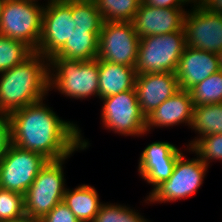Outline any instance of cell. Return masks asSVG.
Instances as JSON below:
<instances>
[{
	"label": "cell",
	"mask_w": 222,
	"mask_h": 222,
	"mask_svg": "<svg viewBox=\"0 0 222 222\" xmlns=\"http://www.w3.org/2000/svg\"><path fill=\"white\" fill-rule=\"evenodd\" d=\"M41 100L9 114L10 143L39 153L49 161L69 158L75 151L88 149L81 129L73 121L61 119Z\"/></svg>",
	"instance_id": "6da1fadb"
},
{
	"label": "cell",
	"mask_w": 222,
	"mask_h": 222,
	"mask_svg": "<svg viewBox=\"0 0 222 222\" xmlns=\"http://www.w3.org/2000/svg\"><path fill=\"white\" fill-rule=\"evenodd\" d=\"M49 59L33 52L21 64L0 73V112H11L46 100Z\"/></svg>",
	"instance_id": "7a4b0ae2"
},
{
	"label": "cell",
	"mask_w": 222,
	"mask_h": 222,
	"mask_svg": "<svg viewBox=\"0 0 222 222\" xmlns=\"http://www.w3.org/2000/svg\"><path fill=\"white\" fill-rule=\"evenodd\" d=\"M70 39L52 57L89 61L97 59L99 34L104 23L93 0H72Z\"/></svg>",
	"instance_id": "3957f363"
},
{
	"label": "cell",
	"mask_w": 222,
	"mask_h": 222,
	"mask_svg": "<svg viewBox=\"0 0 222 222\" xmlns=\"http://www.w3.org/2000/svg\"><path fill=\"white\" fill-rule=\"evenodd\" d=\"M57 89L66 97L99 98L98 59L81 61L64 57L49 59V89Z\"/></svg>",
	"instance_id": "277c9868"
},
{
	"label": "cell",
	"mask_w": 222,
	"mask_h": 222,
	"mask_svg": "<svg viewBox=\"0 0 222 222\" xmlns=\"http://www.w3.org/2000/svg\"><path fill=\"white\" fill-rule=\"evenodd\" d=\"M186 46L184 31L140 38L136 74L175 73Z\"/></svg>",
	"instance_id": "5b68a950"
},
{
	"label": "cell",
	"mask_w": 222,
	"mask_h": 222,
	"mask_svg": "<svg viewBox=\"0 0 222 222\" xmlns=\"http://www.w3.org/2000/svg\"><path fill=\"white\" fill-rule=\"evenodd\" d=\"M45 5L27 0H6L2 9L0 34L23 42L36 52L42 33Z\"/></svg>",
	"instance_id": "8992f818"
},
{
	"label": "cell",
	"mask_w": 222,
	"mask_h": 222,
	"mask_svg": "<svg viewBox=\"0 0 222 222\" xmlns=\"http://www.w3.org/2000/svg\"><path fill=\"white\" fill-rule=\"evenodd\" d=\"M66 159L48 161L39 171L24 195L26 215L42 220L63 201L67 189L63 170Z\"/></svg>",
	"instance_id": "52a82bcc"
},
{
	"label": "cell",
	"mask_w": 222,
	"mask_h": 222,
	"mask_svg": "<svg viewBox=\"0 0 222 222\" xmlns=\"http://www.w3.org/2000/svg\"><path fill=\"white\" fill-rule=\"evenodd\" d=\"M182 153L176 161L172 175L161 182L149 195L146 203H167L185 199L194 195L202 186L209 168L198 156L187 159Z\"/></svg>",
	"instance_id": "ba28073f"
},
{
	"label": "cell",
	"mask_w": 222,
	"mask_h": 222,
	"mask_svg": "<svg viewBox=\"0 0 222 222\" xmlns=\"http://www.w3.org/2000/svg\"><path fill=\"white\" fill-rule=\"evenodd\" d=\"M102 125L105 129L125 136H143L146 131V116L138 103L136 89L100 99Z\"/></svg>",
	"instance_id": "9c48e42d"
},
{
	"label": "cell",
	"mask_w": 222,
	"mask_h": 222,
	"mask_svg": "<svg viewBox=\"0 0 222 222\" xmlns=\"http://www.w3.org/2000/svg\"><path fill=\"white\" fill-rule=\"evenodd\" d=\"M48 161L39 153L9 143L4 156L0 159V187L25 195Z\"/></svg>",
	"instance_id": "30bf717a"
},
{
	"label": "cell",
	"mask_w": 222,
	"mask_h": 222,
	"mask_svg": "<svg viewBox=\"0 0 222 222\" xmlns=\"http://www.w3.org/2000/svg\"><path fill=\"white\" fill-rule=\"evenodd\" d=\"M139 41L132 22L106 21L99 34L97 59L134 67Z\"/></svg>",
	"instance_id": "8fae6325"
},
{
	"label": "cell",
	"mask_w": 222,
	"mask_h": 222,
	"mask_svg": "<svg viewBox=\"0 0 222 222\" xmlns=\"http://www.w3.org/2000/svg\"><path fill=\"white\" fill-rule=\"evenodd\" d=\"M192 6L184 17L186 45L217 54L222 50V15L206 10L198 2Z\"/></svg>",
	"instance_id": "7c38bea8"
},
{
	"label": "cell",
	"mask_w": 222,
	"mask_h": 222,
	"mask_svg": "<svg viewBox=\"0 0 222 222\" xmlns=\"http://www.w3.org/2000/svg\"><path fill=\"white\" fill-rule=\"evenodd\" d=\"M72 0H54L45 5L41 38L36 50L50 59L70 39Z\"/></svg>",
	"instance_id": "4fadbf2b"
},
{
	"label": "cell",
	"mask_w": 222,
	"mask_h": 222,
	"mask_svg": "<svg viewBox=\"0 0 222 222\" xmlns=\"http://www.w3.org/2000/svg\"><path fill=\"white\" fill-rule=\"evenodd\" d=\"M172 143L156 141L148 144L140 154L138 172L152 185V190L172 175L177 158L182 154Z\"/></svg>",
	"instance_id": "5bb4252c"
},
{
	"label": "cell",
	"mask_w": 222,
	"mask_h": 222,
	"mask_svg": "<svg viewBox=\"0 0 222 222\" xmlns=\"http://www.w3.org/2000/svg\"><path fill=\"white\" fill-rule=\"evenodd\" d=\"M186 13L185 8H159L141 2L132 24L139 38L184 31Z\"/></svg>",
	"instance_id": "9a60e30c"
},
{
	"label": "cell",
	"mask_w": 222,
	"mask_h": 222,
	"mask_svg": "<svg viewBox=\"0 0 222 222\" xmlns=\"http://www.w3.org/2000/svg\"><path fill=\"white\" fill-rule=\"evenodd\" d=\"M135 89L141 111L147 116L180 88L175 73L160 72L138 74Z\"/></svg>",
	"instance_id": "2e32d148"
},
{
	"label": "cell",
	"mask_w": 222,
	"mask_h": 222,
	"mask_svg": "<svg viewBox=\"0 0 222 222\" xmlns=\"http://www.w3.org/2000/svg\"><path fill=\"white\" fill-rule=\"evenodd\" d=\"M220 71L216 53L186 46L180 57L175 75L181 90L189 91L210 75Z\"/></svg>",
	"instance_id": "e0dca14e"
},
{
	"label": "cell",
	"mask_w": 222,
	"mask_h": 222,
	"mask_svg": "<svg viewBox=\"0 0 222 222\" xmlns=\"http://www.w3.org/2000/svg\"><path fill=\"white\" fill-rule=\"evenodd\" d=\"M194 105L190 91L179 89L172 97L165 100L146 116V131L153 127H173L179 124L191 126Z\"/></svg>",
	"instance_id": "ac0fdd59"
},
{
	"label": "cell",
	"mask_w": 222,
	"mask_h": 222,
	"mask_svg": "<svg viewBox=\"0 0 222 222\" xmlns=\"http://www.w3.org/2000/svg\"><path fill=\"white\" fill-rule=\"evenodd\" d=\"M99 99L135 89L134 67L98 59Z\"/></svg>",
	"instance_id": "d6986e66"
},
{
	"label": "cell",
	"mask_w": 222,
	"mask_h": 222,
	"mask_svg": "<svg viewBox=\"0 0 222 222\" xmlns=\"http://www.w3.org/2000/svg\"><path fill=\"white\" fill-rule=\"evenodd\" d=\"M63 202L80 222H93L103 202L95 187L81 184L74 189H66Z\"/></svg>",
	"instance_id": "ffe728a7"
},
{
	"label": "cell",
	"mask_w": 222,
	"mask_h": 222,
	"mask_svg": "<svg viewBox=\"0 0 222 222\" xmlns=\"http://www.w3.org/2000/svg\"><path fill=\"white\" fill-rule=\"evenodd\" d=\"M190 128L198 133L188 143L190 148L200 137L211 134H222V103L194 106Z\"/></svg>",
	"instance_id": "44dd1931"
},
{
	"label": "cell",
	"mask_w": 222,
	"mask_h": 222,
	"mask_svg": "<svg viewBox=\"0 0 222 222\" xmlns=\"http://www.w3.org/2000/svg\"><path fill=\"white\" fill-rule=\"evenodd\" d=\"M104 22H132L142 0H93Z\"/></svg>",
	"instance_id": "7402d4cb"
},
{
	"label": "cell",
	"mask_w": 222,
	"mask_h": 222,
	"mask_svg": "<svg viewBox=\"0 0 222 222\" xmlns=\"http://www.w3.org/2000/svg\"><path fill=\"white\" fill-rule=\"evenodd\" d=\"M189 91L194 106L222 103V70L210 75Z\"/></svg>",
	"instance_id": "603a6c76"
},
{
	"label": "cell",
	"mask_w": 222,
	"mask_h": 222,
	"mask_svg": "<svg viewBox=\"0 0 222 222\" xmlns=\"http://www.w3.org/2000/svg\"><path fill=\"white\" fill-rule=\"evenodd\" d=\"M32 53L23 42L0 34V73L21 64Z\"/></svg>",
	"instance_id": "cb8c5ba5"
},
{
	"label": "cell",
	"mask_w": 222,
	"mask_h": 222,
	"mask_svg": "<svg viewBox=\"0 0 222 222\" xmlns=\"http://www.w3.org/2000/svg\"><path fill=\"white\" fill-rule=\"evenodd\" d=\"M93 222H149L135 209L126 205L102 203Z\"/></svg>",
	"instance_id": "d4e9b609"
},
{
	"label": "cell",
	"mask_w": 222,
	"mask_h": 222,
	"mask_svg": "<svg viewBox=\"0 0 222 222\" xmlns=\"http://www.w3.org/2000/svg\"><path fill=\"white\" fill-rule=\"evenodd\" d=\"M189 152L197 155L200 160L209 166L210 162L222 161V134H211L200 137L190 148Z\"/></svg>",
	"instance_id": "484cf974"
},
{
	"label": "cell",
	"mask_w": 222,
	"mask_h": 222,
	"mask_svg": "<svg viewBox=\"0 0 222 222\" xmlns=\"http://www.w3.org/2000/svg\"><path fill=\"white\" fill-rule=\"evenodd\" d=\"M24 195L0 189V222L10 221L25 215Z\"/></svg>",
	"instance_id": "4316f807"
},
{
	"label": "cell",
	"mask_w": 222,
	"mask_h": 222,
	"mask_svg": "<svg viewBox=\"0 0 222 222\" xmlns=\"http://www.w3.org/2000/svg\"><path fill=\"white\" fill-rule=\"evenodd\" d=\"M41 222H80L69 207L61 201L58 203Z\"/></svg>",
	"instance_id": "83f0119b"
},
{
	"label": "cell",
	"mask_w": 222,
	"mask_h": 222,
	"mask_svg": "<svg viewBox=\"0 0 222 222\" xmlns=\"http://www.w3.org/2000/svg\"><path fill=\"white\" fill-rule=\"evenodd\" d=\"M10 143L9 114L0 112V159L4 156Z\"/></svg>",
	"instance_id": "f1b7e54d"
},
{
	"label": "cell",
	"mask_w": 222,
	"mask_h": 222,
	"mask_svg": "<svg viewBox=\"0 0 222 222\" xmlns=\"http://www.w3.org/2000/svg\"><path fill=\"white\" fill-rule=\"evenodd\" d=\"M142 2L159 8H184L186 4H192L190 0H142Z\"/></svg>",
	"instance_id": "f546056e"
},
{
	"label": "cell",
	"mask_w": 222,
	"mask_h": 222,
	"mask_svg": "<svg viewBox=\"0 0 222 222\" xmlns=\"http://www.w3.org/2000/svg\"><path fill=\"white\" fill-rule=\"evenodd\" d=\"M5 222H41V221L25 214L19 218L12 219L10 221H5Z\"/></svg>",
	"instance_id": "4dcf8cb0"
},
{
	"label": "cell",
	"mask_w": 222,
	"mask_h": 222,
	"mask_svg": "<svg viewBox=\"0 0 222 222\" xmlns=\"http://www.w3.org/2000/svg\"><path fill=\"white\" fill-rule=\"evenodd\" d=\"M220 70H222V50L217 53Z\"/></svg>",
	"instance_id": "1f68e13d"
},
{
	"label": "cell",
	"mask_w": 222,
	"mask_h": 222,
	"mask_svg": "<svg viewBox=\"0 0 222 222\" xmlns=\"http://www.w3.org/2000/svg\"><path fill=\"white\" fill-rule=\"evenodd\" d=\"M5 1L6 0H0V21H1L2 9H3Z\"/></svg>",
	"instance_id": "d6a6232c"
},
{
	"label": "cell",
	"mask_w": 222,
	"mask_h": 222,
	"mask_svg": "<svg viewBox=\"0 0 222 222\" xmlns=\"http://www.w3.org/2000/svg\"><path fill=\"white\" fill-rule=\"evenodd\" d=\"M27 1L38 2L39 0H27ZM53 1H54V0H48V1H47V4H48V3H51V2H53Z\"/></svg>",
	"instance_id": "836d02e7"
},
{
	"label": "cell",
	"mask_w": 222,
	"mask_h": 222,
	"mask_svg": "<svg viewBox=\"0 0 222 222\" xmlns=\"http://www.w3.org/2000/svg\"><path fill=\"white\" fill-rule=\"evenodd\" d=\"M192 3H194V2H198V0H190Z\"/></svg>",
	"instance_id": "e575fe53"
}]
</instances>
